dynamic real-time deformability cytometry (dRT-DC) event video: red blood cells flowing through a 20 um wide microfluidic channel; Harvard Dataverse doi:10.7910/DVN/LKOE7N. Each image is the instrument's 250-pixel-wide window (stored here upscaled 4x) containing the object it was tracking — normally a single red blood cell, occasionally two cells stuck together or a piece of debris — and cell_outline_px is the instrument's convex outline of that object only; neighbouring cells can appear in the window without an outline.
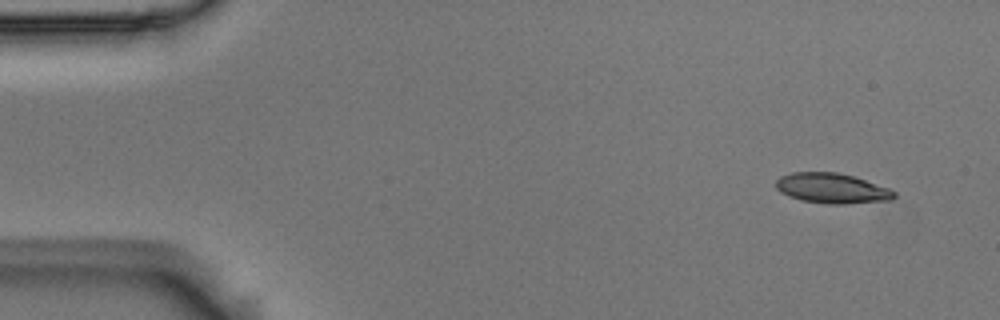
{"species": "Egyptian fruit bat (a non-hibernating species)", "species_latin": "Rousettus aegyptiacus", "temperature_condition": "room temperature", "stored_images_in_passage": 4, "segment_of_instrument_passage": [2, 2], "camera_frame_rate_fps": 3000, "um_per_image_px": 0.085, "animal": {"sex": "male"}, "frame": {"image": 1, "passage_image": 4, "time_ms": 1.0, "image_size_px": [1000, 320], "cell_outline_px": [[896, 196], [888, 200], [844, 204], [828, 204], [800, 200], [788, 196], [780, 192], [776, 188], [776, 180], [780, 176], [792, 172], [836, 172], [852, 176], [888, 188], [896, 192]], "centroid_in_image_um": [70.66, 16.01], "position_along_channel_um": 14.3, "area_um2": 20.63}}